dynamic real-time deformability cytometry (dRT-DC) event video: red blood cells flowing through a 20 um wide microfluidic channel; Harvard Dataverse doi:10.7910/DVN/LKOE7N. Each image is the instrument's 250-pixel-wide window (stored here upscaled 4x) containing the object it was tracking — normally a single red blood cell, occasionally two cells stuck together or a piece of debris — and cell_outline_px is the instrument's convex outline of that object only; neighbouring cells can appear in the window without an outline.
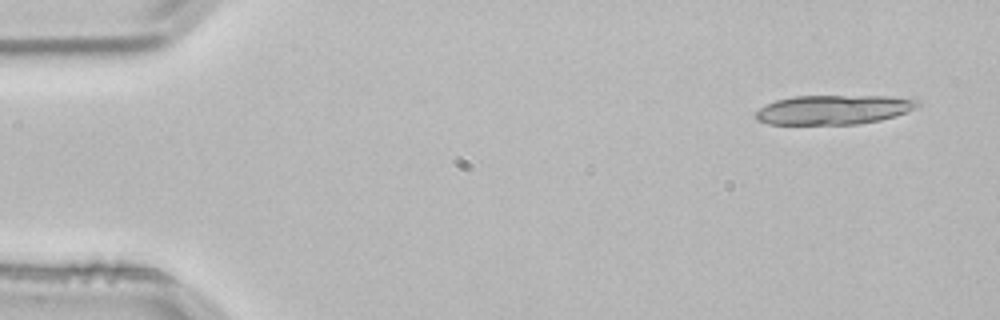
{"species": "common noctule bat (a hibernating species)", "species_latin": "Nyctalus noctula", "temperature_condition": "room temperature", "stored_images_in_passage": 3, "camera_frame_rate_fps": 3000, "um_per_image_px": 0.085, "animal": {"sex": "male", "body_mass_g": 21.5, "forearm_length_mm": 52.0}, "frame": {"image": 1, "passage_image": 1, "time_ms": 0.0, "image_size_px": [1000, 320], "cell_outline_px": [[920, 104], [896, 116], [880, 120], [860, 124], [768, 124], [756, 120], [756, 112], [760, 108], [776, 100], [792, 96], [888, 96], [920, 100]], "centroid_in_image_um": [70.84, 9.32], "position_along_channel_um": 14.2, "area_um2": 27.57}}